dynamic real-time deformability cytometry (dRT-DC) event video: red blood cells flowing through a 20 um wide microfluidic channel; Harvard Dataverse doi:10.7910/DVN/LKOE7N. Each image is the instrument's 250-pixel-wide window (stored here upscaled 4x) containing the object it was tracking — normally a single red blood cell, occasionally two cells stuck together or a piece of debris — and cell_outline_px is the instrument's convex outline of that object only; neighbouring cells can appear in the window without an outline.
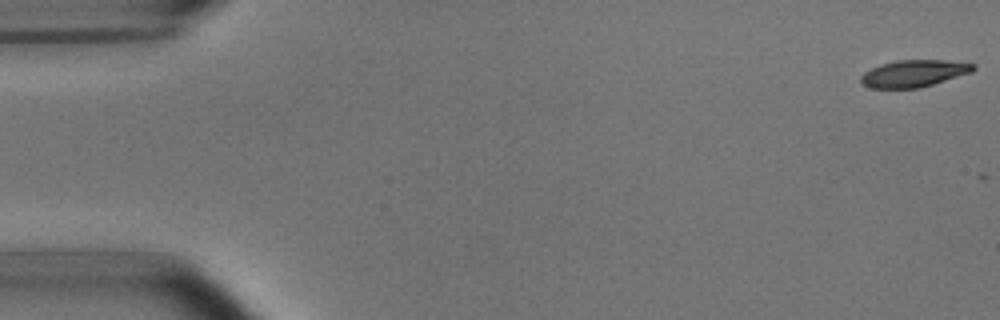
{"species": "common noctule bat (a hibernating species)", "species_latin": "Nyctalus noctula", "temperature_condition": "room temperature", "stored_images_in_passage": 5, "camera_frame_rate_fps": 3000, "um_per_image_px": 0.085, "animal": {"sex": "male", "body_mass_g": 15.6}, "frame": {"image": 1, "passage_image": 1, "time_ms": 0.0, "image_size_px": [1000, 320], "cell_outline_px": [[976, 68], [972, 72], [920, 88], [872, 88], [864, 84], [860, 80], [860, 76], [864, 72], [880, 64], [896, 60], [944, 60], [976, 64]], "centroid_in_image_um": [77.68, 6.23], "position_along_channel_um": 7.3, "area_um2": 17.63}}
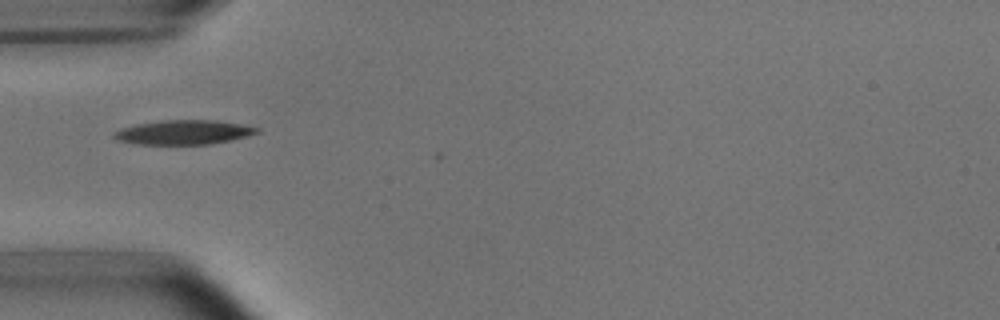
{"frame": {"image": 2, "passage_image": 5, "time_ms": 5.333, "image_size_px": [1000, 320], "cell_outline_px": [[260, 132], [248, 136], [232, 140], [208, 144], [140, 144], [116, 140], [112, 136], [112, 132], [120, 128], [136, 124], [160, 120], [216, 120], [240, 124], [260, 128]], "centroid_in_image_um": [15.59, 11.24], "position_along_channel_um": 69.4, "area_um2": 20.4}}